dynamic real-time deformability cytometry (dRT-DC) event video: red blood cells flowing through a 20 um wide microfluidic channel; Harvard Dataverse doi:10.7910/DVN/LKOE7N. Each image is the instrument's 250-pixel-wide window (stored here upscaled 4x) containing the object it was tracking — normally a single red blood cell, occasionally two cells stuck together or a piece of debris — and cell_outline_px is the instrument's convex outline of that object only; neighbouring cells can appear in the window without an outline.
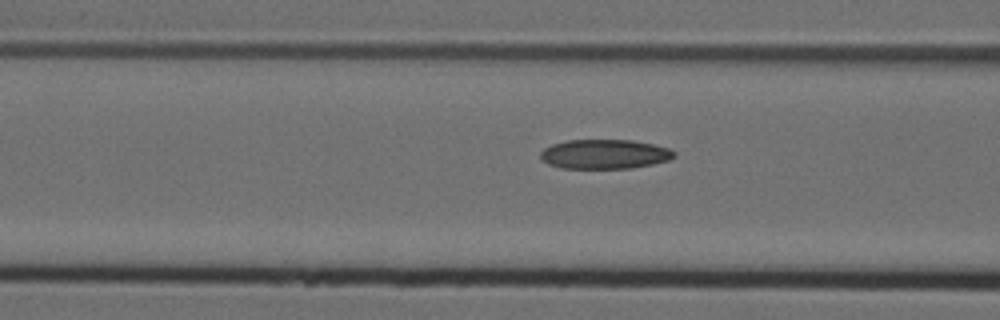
{"species": "Egyptian fruit bat (a non-hibernating species)", "species_latin": "Rousettus aegyptiacus", "temperature_condition": "cold", "stored_images_in_passage": 6, "camera_frame_rate_fps": 3000, "um_per_image_px": 0.085, "animal": {"sex": "female"}, "frame": {"image": 1, "passage_image": 4, "time_ms": 1.0, "image_size_px": [1000, 320], "cell_outline_px": [[676, 156], [668, 160], [652, 164], [632, 168], [560, 168], [548, 164], [540, 160], [540, 152], [544, 148], [552, 144], [568, 140], [632, 140], [652, 144], [668, 148], [676, 152]], "centroid_in_image_um": [51.36, 13.1], "position_along_channel_um": 115.2, "area_um2": 23.0}}